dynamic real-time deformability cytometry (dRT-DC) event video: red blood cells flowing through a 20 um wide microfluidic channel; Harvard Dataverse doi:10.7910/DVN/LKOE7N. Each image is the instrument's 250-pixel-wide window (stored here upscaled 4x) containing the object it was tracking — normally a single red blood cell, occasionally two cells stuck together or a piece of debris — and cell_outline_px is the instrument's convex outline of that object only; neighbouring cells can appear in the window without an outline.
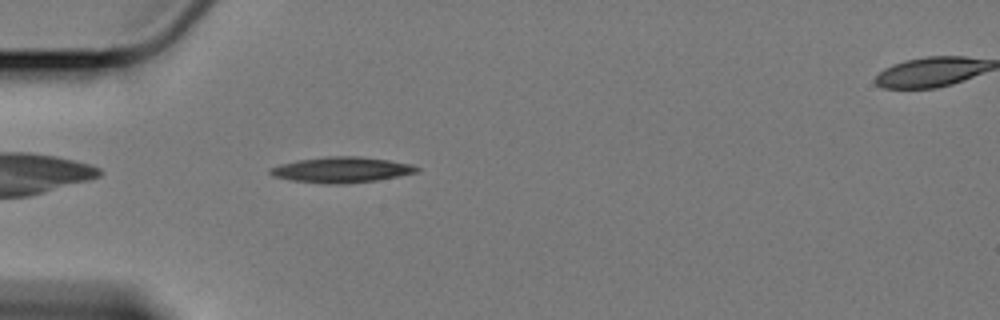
{"species": "Egyptian fruit bat (a non-hibernating species)", "species_latin": "Rousettus aegyptiacus", "temperature_condition": "cold", "stored_images_in_passage": 45, "camera_frame_rate_fps": 3000, "um_per_image_px": 0.085, "animal": {"sex": "female"}, "frame": {"image": 1, "passage_image": 3, "time_ms": 0.667, "image_size_px": [1000, 320], "cell_outline_px": [[420, 168], [416, 172], [376, 180], [344, 184], [328, 184], [292, 180], [272, 176], [268, 172], [272, 168], [280, 164], [296, 160], [324, 156], [360, 156], [388, 160], [412, 164]], "centroid_in_image_um": [29.0, 14.42], "position_along_channel_um": 56.0, "area_um2": 21.79}}
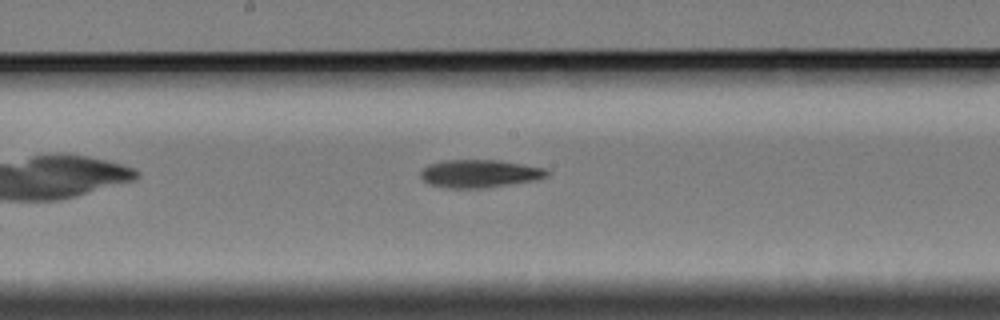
{"frame": {"image": 2, "passage_image": 17, "time_ms": 5.333, "image_size_px": [1000, 320], "cell_outline_px": [[548, 176], [540, 180], [488, 188], [448, 188], [428, 184], [420, 176], [420, 172], [428, 164], [444, 160], [500, 160], [544, 168], [548, 172]], "centroid_in_image_um": [40.79, 14.77], "position_along_channel_um": 207.4, "area_um2": 20.81}}
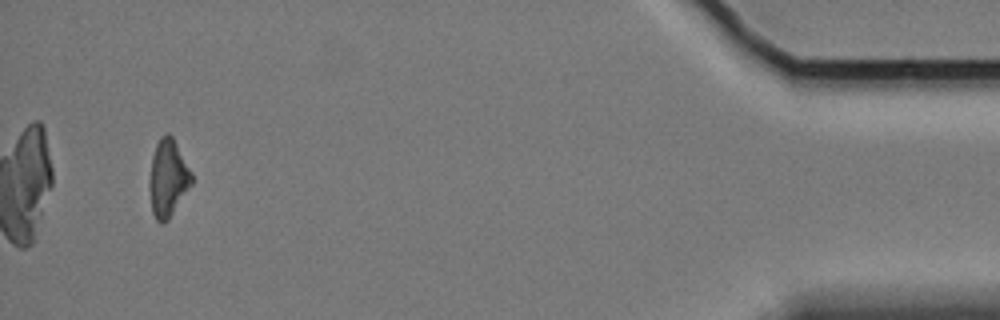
{"frame": {"image": 3, "passage_image": 42, "time_ms": 13.667, "image_size_px": [1000, 320], "cell_outline_px": [[192, 184], [168, 220], [164, 224], [160, 224], [156, 220], [152, 212], [152, 156], [156, 144], [160, 136], [164, 132], [168, 132], [172, 136], [192, 172]], "centroid_in_image_um": [14.32, 15.12], "position_along_channel_um": 420.9, "area_um2": 18.38}}